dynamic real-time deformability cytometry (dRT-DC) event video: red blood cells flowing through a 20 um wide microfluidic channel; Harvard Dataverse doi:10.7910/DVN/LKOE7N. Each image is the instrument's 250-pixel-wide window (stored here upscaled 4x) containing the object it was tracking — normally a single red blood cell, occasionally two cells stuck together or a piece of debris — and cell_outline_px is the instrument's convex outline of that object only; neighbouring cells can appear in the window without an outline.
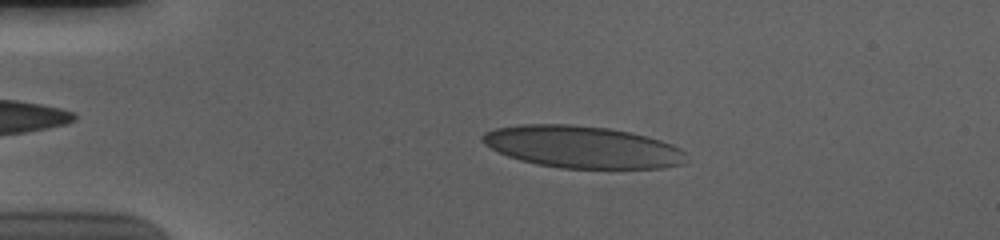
{"species": "human", "species_latin": "Homo sapiens", "temperature_condition": "cold", "stored_images_in_passage": 53, "camera_frame_rate_fps": 3000, "um_per_image_px": 0.085, "donor": {"sex": "male"}, "frame": {"image": 1, "passage_image": 9, "time_ms": 2.667, "image_size_px": [1000, 240], "cell_outline_px": [[684, 164], [664, 168], [560, 168], [536, 164], [520, 160], [508, 156], [484, 144], [480, 140], [480, 136], [484, 132], [496, 128], [520, 124], [572, 124], [608, 128], [632, 132], [660, 140], [672, 144], [680, 148], [684, 152]], "centroid_in_image_um": [49.47, 12.49], "position_along_channel_um": 35.5, "area_um2": 50.05}}
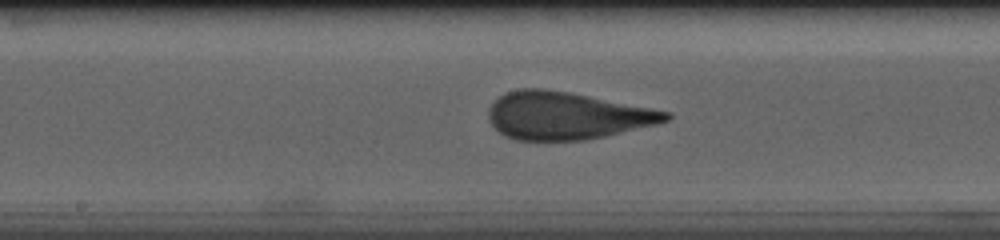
{"frame": {"image": 2, "passage_image": 27, "time_ms": 8.667, "image_size_px": [1000, 240], "cell_outline_px": [[672, 116], [668, 120], [656, 124], [604, 136], [584, 140], [516, 140], [504, 136], [488, 120], [488, 108], [504, 92], [520, 88], [544, 88], [568, 92], [652, 108], [672, 112]], "centroid_in_image_um": [48.13, 9.82], "position_along_channel_um": 200.1, "area_um2": 48.9}}
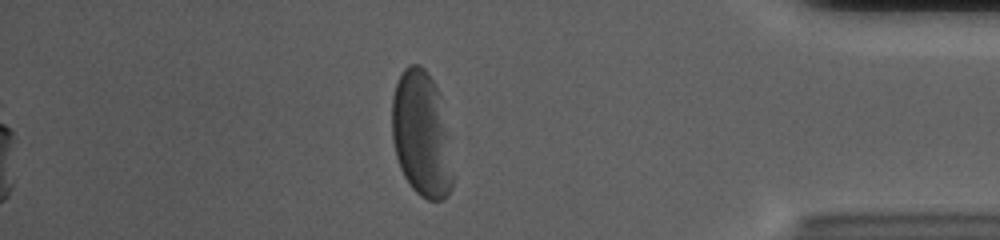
{"frame": {"image": 3, "passage_image": 46, "time_ms": 15.0, "image_size_px": [1000, 240], "cell_outline_px": [[452, 188], [448, 196], [444, 200], [428, 200], [420, 196], [408, 184], [400, 168], [396, 156], [392, 140], [392, 96], [396, 84], [404, 68], [408, 64], [420, 64], [424, 68], [432, 80], [440, 96], [452, 176]], "centroid_in_image_um": [35.78, 11.43], "position_along_channel_um": 399.4, "area_um2": 43.93}, "authors_computed_cell_mechanics": {"area_um2": 49.0722, "velocity_mm_per_s": 3.6355, "shape_relaxation_time_tau1_ms": 3.7176, "shape_relaxation_time_tau2_ms": 0.8021, "deformation_change_tau1": 0.1527, "deformation_change_tau2": 0.0757}}